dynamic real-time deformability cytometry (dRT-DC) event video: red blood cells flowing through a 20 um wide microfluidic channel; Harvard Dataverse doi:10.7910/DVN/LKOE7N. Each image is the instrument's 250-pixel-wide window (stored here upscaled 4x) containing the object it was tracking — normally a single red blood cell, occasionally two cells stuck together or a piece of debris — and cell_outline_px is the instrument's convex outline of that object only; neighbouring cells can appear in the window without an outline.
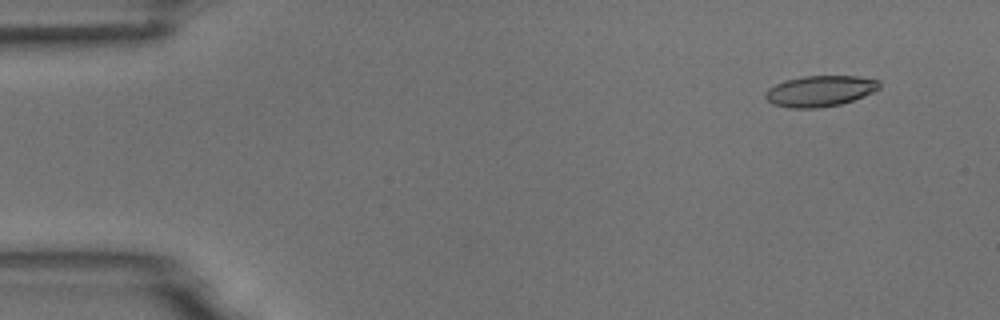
{"species": "common noctule bat (a hibernating species)", "species_latin": "Nyctalus noctula", "temperature_condition": "room temperature", "stored_images_in_passage": 49, "camera_frame_rate_fps": 3000, "um_per_image_px": 0.085, "animal": {"sex": "male", "body_mass_g": 18.8}, "frame": {"image": 1, "passage_image": 1, "time_ms": 0.0, "image_size_px": [1000, 320], "cell_outline_px": [[880, 88], [864, 96], [840, 104], [816, 108], [788, 108], [772, 104], [764, 96], [764, 92], [768, 88], [784, 80], [804, 76], [856, 76], [880, 80]], "centroid_in_image_um": [69.67, 7.73], "position_along_channel_um": 15.3, "area_um2": 20.58}}
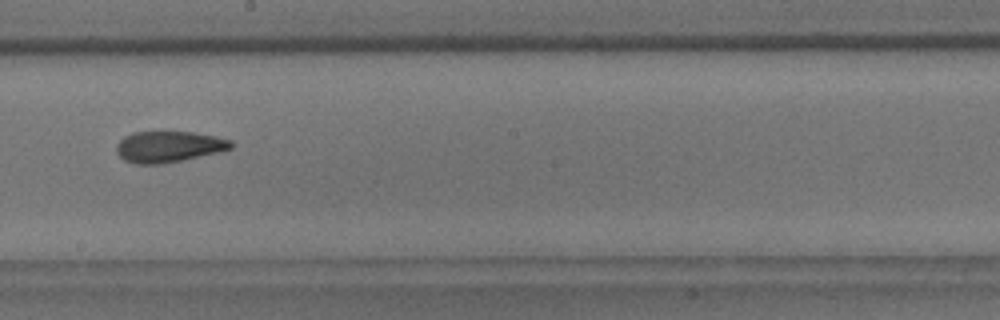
{"frame": {"image": 2, "passage_image": 27, "time_ms": 8.667, "image_size_px": [1000, 320], "cell_outline_px": [[232, 148], [216, 152], [180, 160], [160, 164], [136, 164], [124, 160], [116, 152], [116, 144], [124, 136], [132, 132], [152, 128], [192, 132], [216, 136], [232, 140]], "centroid_in_image_um": [14.26, 12.4], "position_along_channel_um": 233.9, "area_um2": 21.44}}
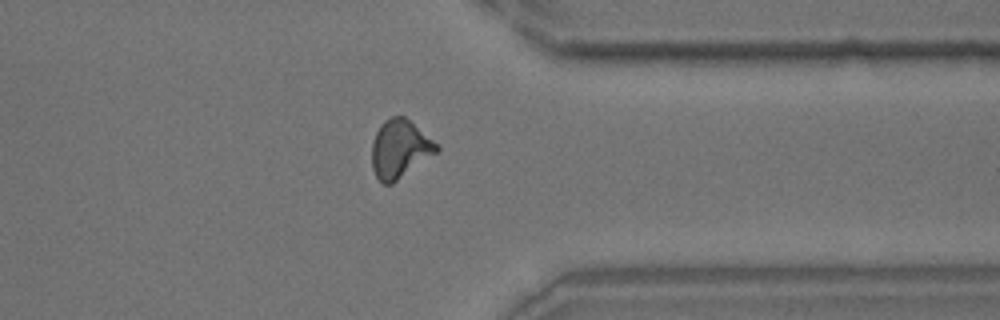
{"frame": {"image": 3, "passage_image": 39, "time_ms": 12.667, "image_size_px": [1000, 320], "cell_outline_px": [[440, 148], [436, 152], [392, 184], [384, 184], [376, 176], [372, 168], [372, 140], [380, 124], [384, 120], [392, 116], [404, 116], [432, 140]], "centroid_in_image_um": [33.93, 12.65], "position_along_channel_um": 377.5, "area_um2": 21.5}, "authors_computed_cell_mechanics": {"area_um2": 20.9814, "velocity_mm_per_s": 3.732, "shape_relaxation_time_tau1_ms": 8.6198, "shape_relaxation_time_tau2_ms": 2.3756, "deformation_change_tau1": 0.2109, "deformation_change_tau2": 0.0967}}